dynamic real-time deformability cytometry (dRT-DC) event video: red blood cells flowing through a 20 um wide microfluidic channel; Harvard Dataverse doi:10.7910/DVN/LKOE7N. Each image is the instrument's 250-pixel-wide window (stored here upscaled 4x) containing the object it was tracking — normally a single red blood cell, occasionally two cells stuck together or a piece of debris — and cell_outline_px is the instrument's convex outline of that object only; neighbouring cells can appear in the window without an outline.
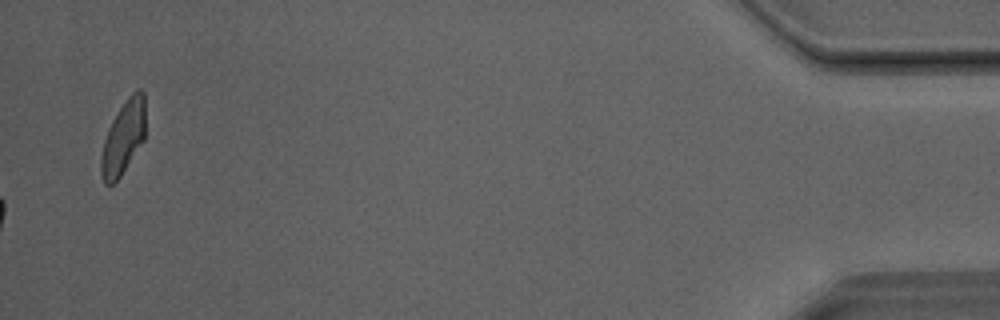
{"species": "Egyptian fruit bat (a non-hibernating species)", "species_latin": "Rousettus aegyptiacus", "temperature_condition": "room temperature", "stored_images_in_passage": 41, "camera_frame_rate_fps": 3000, "um_per_image_px": 0.085, "animal": {"sex": "male"}, "frame": {"image": 1, "passage_image": 41, "time_ms": 13.333, "image_size_px": [1000, 320], "cell_outline_px": [[144, 140], [120, 176], [112, 184], [104, 184], [100, 172], [100, 160], [104, 140], [108, 128], [112, 120], [128, 96], [136, 88], [140, 88], [144, 92]], "centroid_in_image_um": [10.47, 11.68], "position_along_channel_um": 424.7, "area_um2": 18.84}}